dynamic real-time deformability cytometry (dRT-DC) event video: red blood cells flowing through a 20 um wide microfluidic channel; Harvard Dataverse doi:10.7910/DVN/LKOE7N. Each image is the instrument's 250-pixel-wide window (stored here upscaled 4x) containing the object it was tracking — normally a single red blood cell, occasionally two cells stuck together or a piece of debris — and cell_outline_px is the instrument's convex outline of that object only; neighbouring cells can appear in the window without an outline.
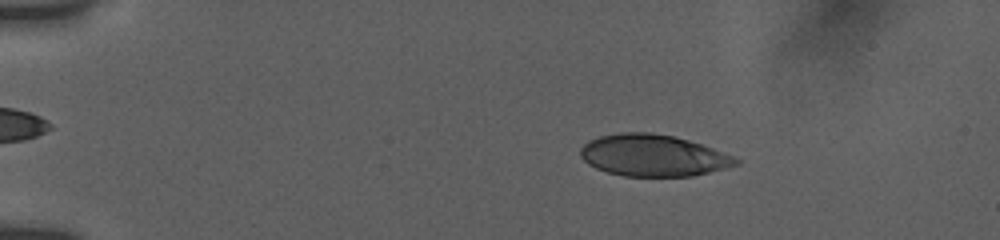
{"species": "human", "species_latin": "Homo sapiens", "temperature_condition": "room temperature", "stored_images_in_passage": 53, "camera_frame_rate_fps": 3000, "um_per_image_px": 0.085, "donor": {"sex": "female"}, "frame": {"image": 1, "passage_image": 9, "time_ms": 2.667, "image_size_px": [1000, 240], "cell_outline_px": [[740, 164], [692, 176], [624, 176], [608, 172], [596, 168], [588, 164], [580, 156], [580, 148], [588, 140], [600, 136], [620, 132], [652, 132], [676, 136], [712, 148], [732, 156], [740, 160]], "centroid_in_image_um": [55.48, 13.2], "position_along_channel_um": 29.5, "area_um2": 37.69}}
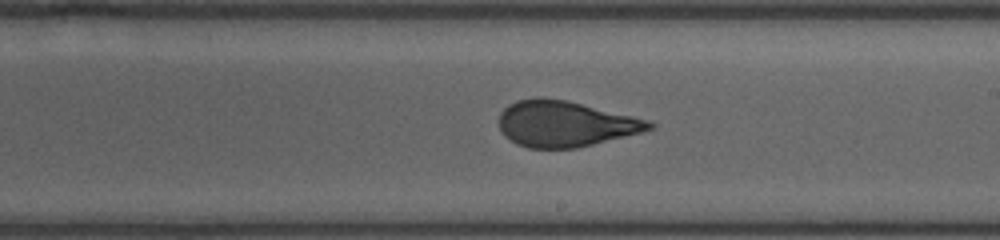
{"frame": {"image": 2, "passage_image": 32, "time_ms": 10.333, "image_size_px": [1000, 240], "cell_outline_px": [[656, 124], [652, 128], [644, 132], [576, 148], [528, 148], [516, 144], [504, 136], [500, 128], [500, 112], [508, 104], [516, 100], [540, 96], [564, 100], [648, 120]], "centroid_in_image_um": [48.0, 10.53], "position_along_channel_um": 241.0, "area_um2": 39.94}}
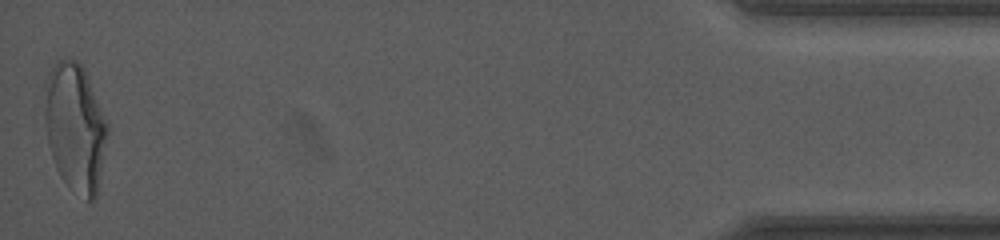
{"frame": {"image": 3, "passage_image": 53, "time_ms": 17.333, "image_size_px": [1000, 240], "cell_outline_px": [[108, 128], [100, 176], [96, 196], [92, 200], [88, 200], [68, 184], [60, 176], [56, 168], [48, 144], [44, 116], [44, 80], [48, 72], [56, 60], [76, 60], [84, 68]], "centroid_in_image_um": [6.34, 10.77], "position_along_channel_um": 428.9, "area_um2": 46.18}, "authors_computed_cell_mechanics": {"area_um2": 40.3444, "velocity_mm_per_s": 3.8399, "shape_relaxation_time_tau1_ms": 6.7067, "shape_relaxation_time_tau2_ms": 0.7587, "deformation_change_tau1": 0.2055, "deformation_change_tau2": 0.0755}}